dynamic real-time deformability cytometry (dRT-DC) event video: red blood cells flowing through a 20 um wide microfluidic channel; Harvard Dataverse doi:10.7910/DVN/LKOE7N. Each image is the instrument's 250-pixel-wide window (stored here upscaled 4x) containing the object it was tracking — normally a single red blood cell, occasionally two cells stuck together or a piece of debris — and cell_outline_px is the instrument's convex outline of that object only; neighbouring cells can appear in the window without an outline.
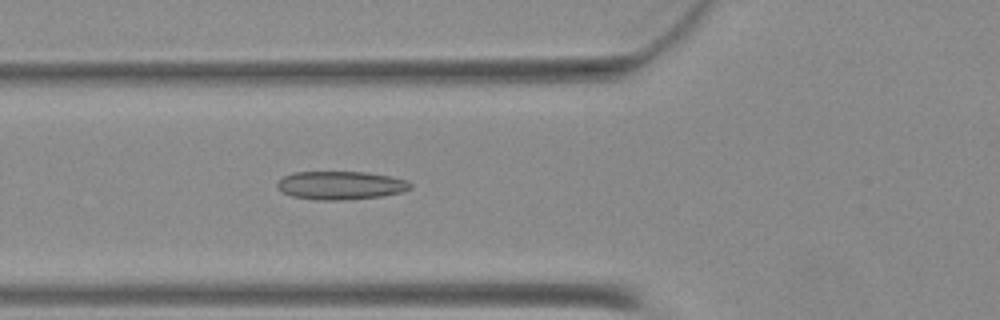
{"species": "Egyptian fruit bat (a non-hibernating species)", "species_latin": "Rousettus aegyptiacus", "temperature_condition": "warm", "stored_images_in_passage": 44, "camera_frame_rate_fps": 3000, "um_per_image_px": 0.085, "animal": {"sex": "female"}, "frame": {"image": 1, "passage_image": 13, "time_ms": 4.0, "image_size_px": [1000, 320], "cell_outline_px": [[412, 188], [404, 192], [384, 196], [344, 200], [320, 200], [292, 196], [280, 192], [276, 188], [276, 184], [284, 176], [292, 172], [364, 172], [388, 176], [408, 180], [412, 184]], "centroid_in_image_um": [28.96, 15.76], "position_along_channel_um": 96.8, "area_um2": 22.2}}
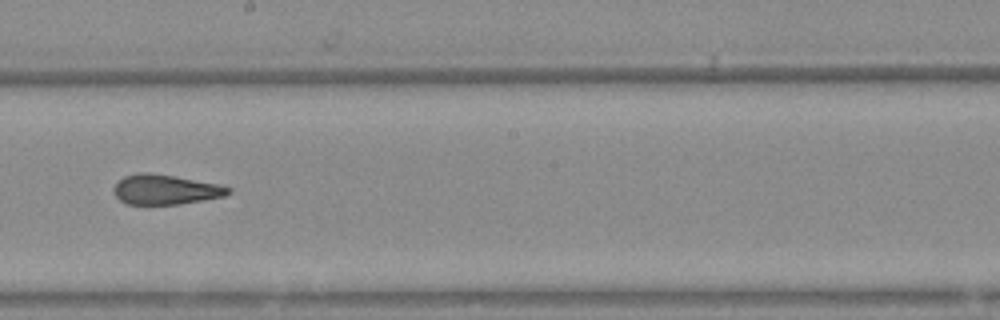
{"frame": {"image": 2, "passage_image": 23, "time_ms": 7.333, "image_size_px": [1000, 320], "cell_outline_px": [[232, 192], [224, 196], [204, 200], [180, 204], [128, 204], [120, 200], [116, 196], [116, 184], [124, 176], [140, 172], [148, 172], [220, 184], [232, 188]], "centroid_in_image_um": [14.12, 16.11], "position_along_channel_um": 234.1, "area_um2": 19.71}}
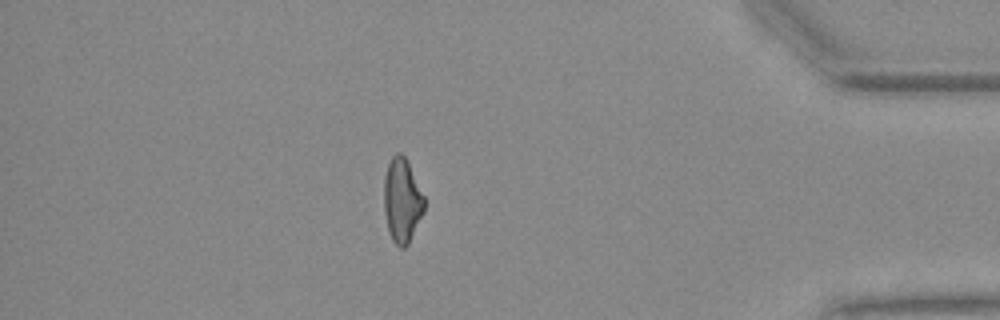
{"frame": {"image": 3, "passage_image": 38, "time_ms": 12.333, "image_size_px": [1000, 320], "cell_outline_px": [[424, 212], [408, 244], [404, 248], [400, 248], [392, 240], [388, 228], [384, 212], [384, 176], [388, 164], [392, 156], [396, 152], [400, 152], [404, 156], [424, 196]], "centroid_in_image_um": [34.16, 17.05], "position_along_channel_um": 401.0, "area_um2": 19.59}}